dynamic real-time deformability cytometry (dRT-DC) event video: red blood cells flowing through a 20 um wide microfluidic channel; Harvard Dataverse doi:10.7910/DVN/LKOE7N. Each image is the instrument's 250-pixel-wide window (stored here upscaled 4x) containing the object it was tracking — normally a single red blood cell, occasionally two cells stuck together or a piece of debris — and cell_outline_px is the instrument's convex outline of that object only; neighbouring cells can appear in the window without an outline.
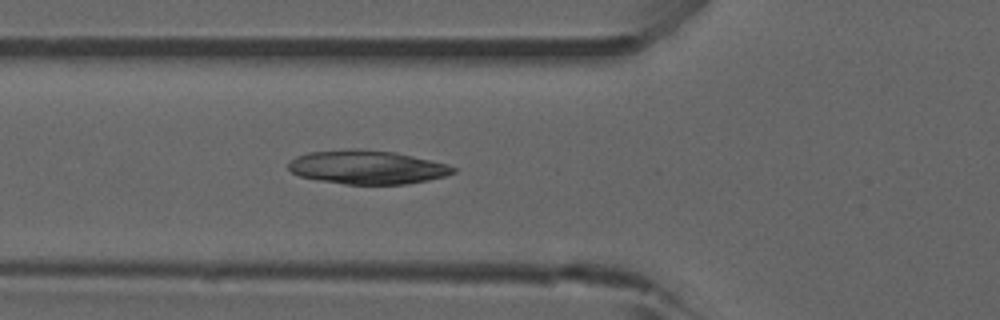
{"species": "common noctule bat (a hibernating species)", "species_latin": "Nyctalus noctula", "temperature_condition": "room temperature", "stored_images_in_passage": 51, "camera_frame_rate_fps": 3000, "um_per_image_px": 0.085, "animal": {"sex": "male", "forearm_length_mm": 52.5}, "frame": {"image": 1, "passage_image": 18, "time_ms": 5.667, "image_size_px": [1000, 320], "cell_outline_px": [[456, 172], [444, 176], [428, 180], [404, 184], [344, 184], [320, 180], [300, 176], [292, 172], [288, 168], [288, 164], [296, 156], [308, 152], [356, 148], [396, 152], [448, 164], [456, 168]], "centroid_in_image_um": [31.22, 14.2], "position_along_channel_um": 94.6, "area_um2": 32.31}}
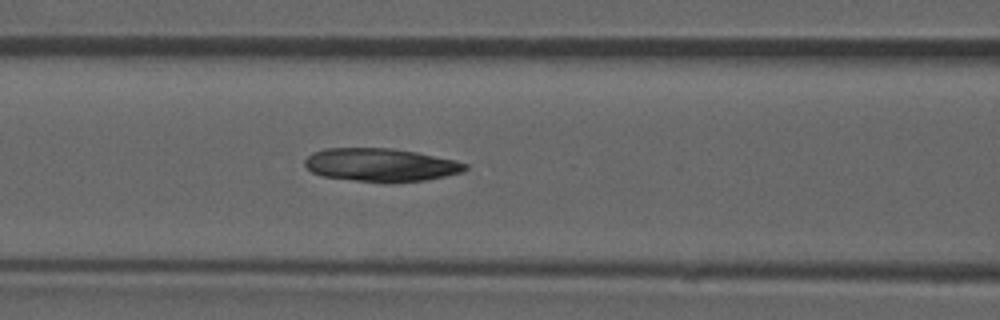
{"frame": {"image": 2, "passage_image": 21, "time_ms": 6.667, "image_size_px": [1000, 320], "cell_outline_px": [[468, 168], [464, 172], [428, 180], [384, 184], [324, 176], [312, 172], [304, 164], [304, 160], [312, 152], [324, 148], [392, 148], [416, 152], [456, 160], [468, 164]], "centroid_in_image_um": [32.4, 14.03], "position_along_channel_um": 134.2, "area_um2": 31.5}}
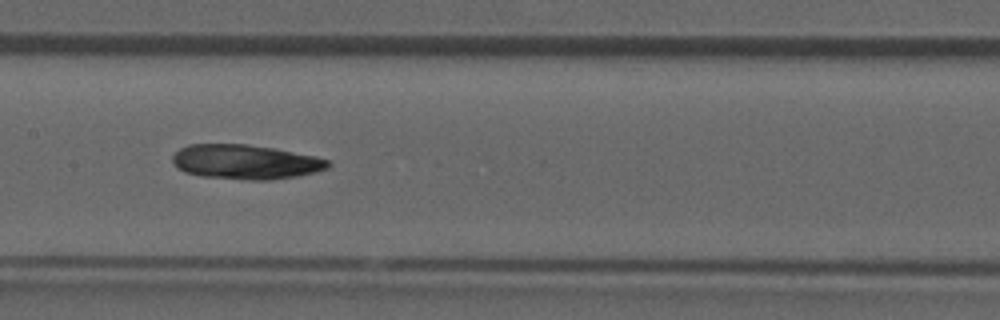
{"frame": {"image": 3, "passage_image": 25, "time_ms": 8.0, "image_size_px": [1000, 320], "cell_outline_px": [[332, 164], [328, 168], [316, 172], [296, 176], [272, 180], [248, 180], [204, 176], [184, 172], [176, 168], [172, 160], [172, 156], [180, 148], [188, 144], [248, 144], [272, 148], [312, 156], [328, 160]], "centroid_in_image_um": [20.84, 13.76], "position_along_channel_um": 186.6, "area_um2": 31.21}}